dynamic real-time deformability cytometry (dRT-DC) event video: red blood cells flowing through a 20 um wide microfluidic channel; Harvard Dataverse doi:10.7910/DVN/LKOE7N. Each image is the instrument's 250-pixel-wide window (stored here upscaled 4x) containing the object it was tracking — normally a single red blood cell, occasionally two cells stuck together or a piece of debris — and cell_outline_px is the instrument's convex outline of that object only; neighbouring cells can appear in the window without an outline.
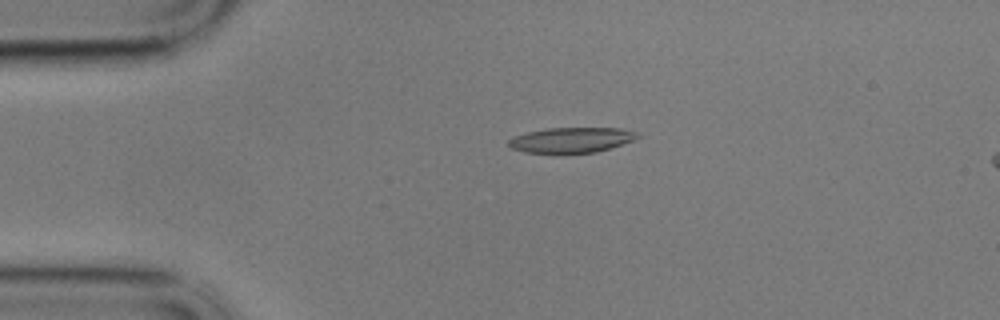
{"species": "common noctule bat (a hibernating species)", "species_latin": "Nyctalus noctula", "temperature_condition": "cold", "stored_images_in_passage": 17, "camera_frame_rate_fps": 3000, "um_per_image_px": 0.085, "animal": {"sex": "male", "body_mass_g": 17.9}, "frame": {"image": 1, "passage_image": 12, "time_ms": 3.667, "image_size_px": [1000, 320], "cell_outline_px": [[640, 136], [632, 140], [596, 152], [556, 156], [524, 152], [512, 148], [508, 144], [508, 140], [512, 136], [528, 132], [548, 128], [620, 128], [640, 132]], "centroid_in_image_um": [48.5, 11.94], "position_along_channel_um": 36.5, "area_um2": 19.65}}